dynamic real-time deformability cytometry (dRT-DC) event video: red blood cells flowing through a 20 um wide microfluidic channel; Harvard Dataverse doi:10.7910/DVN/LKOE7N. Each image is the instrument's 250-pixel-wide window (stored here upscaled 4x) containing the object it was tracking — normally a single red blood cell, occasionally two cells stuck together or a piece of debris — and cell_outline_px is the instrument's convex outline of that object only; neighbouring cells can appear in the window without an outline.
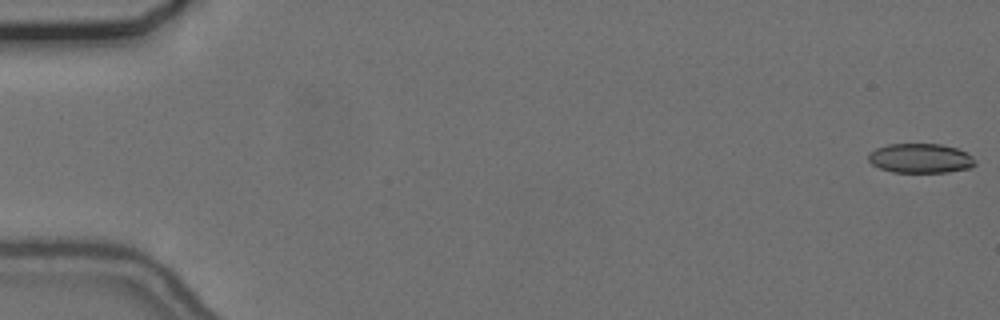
{"species": "common noctule bat (a hibernating species)", "species_latin": "Nyctalus noctula", "temperature_condition": "cold", "stored_images_in_passage": 56, "camera_frame_rate_fps": 3000, "um_per_image_px": 0.085, "animal": {"sex": "female", "body_mass_g": 24.6, "forearm_length_mm": 56.2}, "frame": {"image": 1, "passage_image": 1, "time_ms": 0.0, "image_size_px": [1000, 320], "cell_outline_px": [[976, 164], [972, 168], [948, 172], [892, 172], [880, 168], [872, 164], [868, 160], [868, 152], [876, 148], [888, 144], [940, 144], [956, 148], [972, 156], [976, 160]], "centroid_in_image_um": [78.24, 13.46], "position_along_channel_um": 6.8, "area_um2": 18.44}}
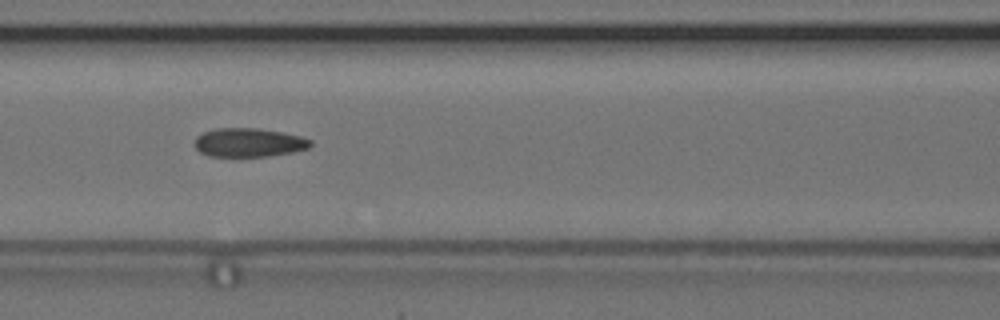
{"frame": {"image": 2, "passage_image": 25, "time_ms": 8.0, "image_size_px": [1000, 320], "cell_outline_px": [[312, 144], [308, 148], [292, 152], [268, 156], [208, 156], [200, 152], [196, 148], [196, 136], [204, 132], [216, 128], [256, 128], [280, 132], [300, 136], [312, 140]], "centroid_in_image_um": [21.15, 12.11], "position_along_channel_um": 145.5, "area_um2": 19.25}}
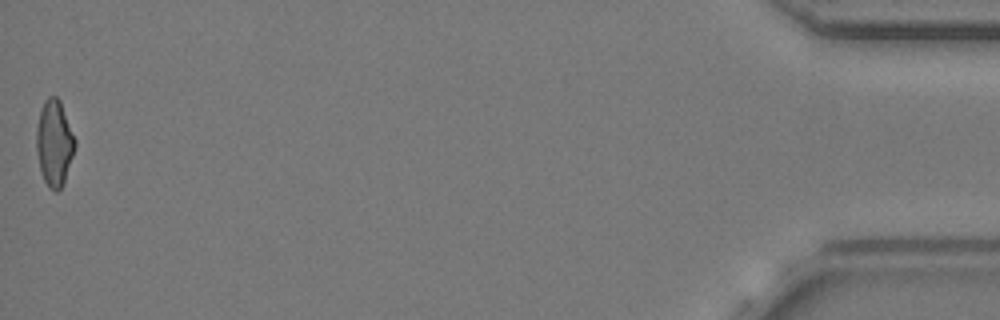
{"frame": {"image": 3, "passage_image": 56, "time_ms": 18.333, "image_size_px": [1000, 320], "cell_outline_px": [[76, 144], [64, 180], [60, 188], [56, 192], [48, 188], [40, 172], [36, 152], [36, 128], [40, 108], [44, 100], [48, 96], [56, 96], [60, 100], [76, 140]], "centroid_in_image_um": [4.59, 12.13], "position_along_channel_um": 430.6, "area_um2": 19.42}, "authors_computed_cell_mechanics": {"area_um2": 19.7676, "velocity_mm_per_s": 3.7086, "shape_relaxation_time_tau1_ms": null, "shape_relaxation_time_tau2_ms": 2.8007, "deformation_change_tau1": null, "deformation_change_tau2": 0.0819}}